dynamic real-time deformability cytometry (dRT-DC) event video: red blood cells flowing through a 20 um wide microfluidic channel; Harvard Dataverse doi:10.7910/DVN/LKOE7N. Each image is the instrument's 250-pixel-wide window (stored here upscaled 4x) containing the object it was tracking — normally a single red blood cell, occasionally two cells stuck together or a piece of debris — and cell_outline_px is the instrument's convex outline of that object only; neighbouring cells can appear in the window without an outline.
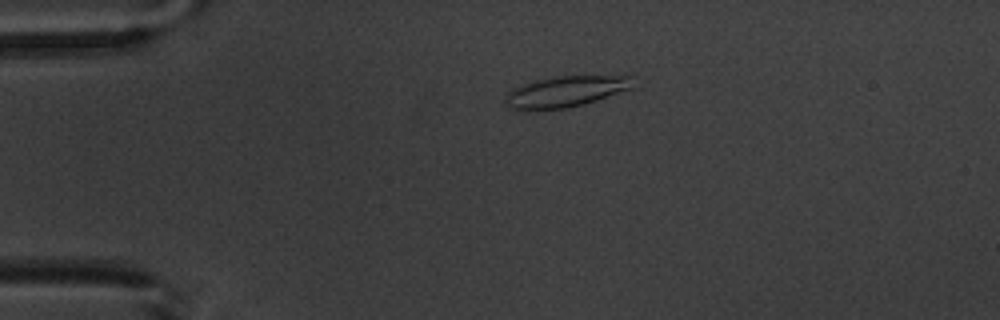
{"species": "common noctule bat (a hibernating species)", "species_latin": "Nyctalus noctula", "temperature_condition": "warm", "stored_images_in_passage": 4, "camera_frame_rate_fps": 3000, "um_per_image_px": 0.085, "animal": {"sex": "male", "body_mass_g": 20.1, "forearm_length_mm": 53.5}, "frame": {"image": 1, "passage_image": 3, "time_ms": 2.333, "image_size_px": [1000, 320], "cell_outline_px": [[636, 88], [584, 104], [564, 108], [528, 112], [508, 108], [504, 100], [504, 96], [512, 88], [536, 80], [560, 76], [632, 76]], "centroid_in_image_um": [48.06, 7.81], "position_along_channel_um": 36.9, "area_um2": 23.58}}